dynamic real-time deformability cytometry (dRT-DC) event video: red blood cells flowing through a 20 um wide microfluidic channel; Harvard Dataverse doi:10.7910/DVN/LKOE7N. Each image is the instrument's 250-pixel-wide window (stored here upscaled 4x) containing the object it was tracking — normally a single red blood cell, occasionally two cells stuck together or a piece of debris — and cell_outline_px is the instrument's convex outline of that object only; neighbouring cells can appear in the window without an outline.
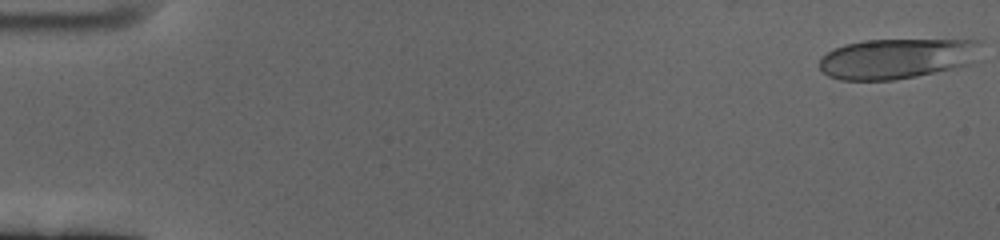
{"species": "human", "species_latin": "Homo sapiens", "temperature_condition": "cold", "stored_images_in_passage": 60, "camera_frame_rate_fps": 3000, "um_per_image_px": 0.085, "donor": {"sex": "female"}, "frame": {"image": 1, "passage_image": 1, "time_ms": 0.0, "image_size_px": [1000, 240], "cell_outline_px": [[984, 40], [968, 64], [952, 68], [916, 76], [892, 80], [840, 80], [828, 76], [820, 68], [820, 56], [844, 44], [864, 40]], "centroid_in_image_um": [76.16, 4.97], "position_along_channel_um": 8.8, "area_um2": 37.45}}
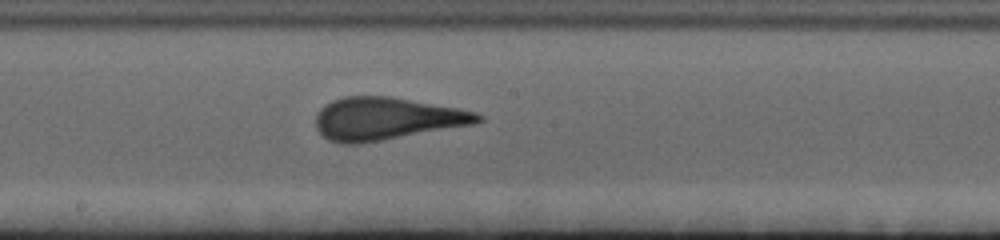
{"frame": {"image": 2, "passage_image": 33, "time_ms": 10.667, "image_size_px": [1000, 240], "cell_outline_px": [[484, 120], [476, 124], [360, 144], [340, 144], [328, 140], [316, 128], [316, 116], [320, 108], [324, 104], [332, 100], [344, 96], [392, 96], [460, 108], [476, 112], [484, 116]], "centroid_in_image_um": [32.87, 10.08], "position_along_channel_um": 215.3, "area_um2": 40.69}}
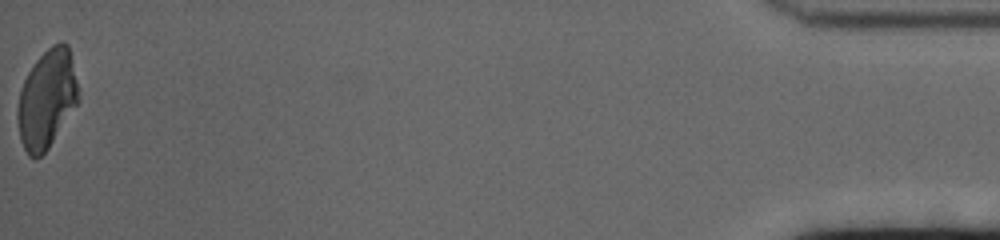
{"frame": {"image": 3, "passage_image": 60, "time_ms": 19.667, "image_size_px": [1000, 240], "cell_outline_px": [[80, 100], [48, 148], [36, 160], [28, 156], [20, 140], [16, 116], [16, 108], [20, 88], [28, 72], [36, 60], [52, 44], [60, 40], [64, 40], [68, 44], [76, 80]], "centroid_in_image_um": [3.96, 8.42], "position_along_channel_um": 431.2, "area_um2": 35.14}}